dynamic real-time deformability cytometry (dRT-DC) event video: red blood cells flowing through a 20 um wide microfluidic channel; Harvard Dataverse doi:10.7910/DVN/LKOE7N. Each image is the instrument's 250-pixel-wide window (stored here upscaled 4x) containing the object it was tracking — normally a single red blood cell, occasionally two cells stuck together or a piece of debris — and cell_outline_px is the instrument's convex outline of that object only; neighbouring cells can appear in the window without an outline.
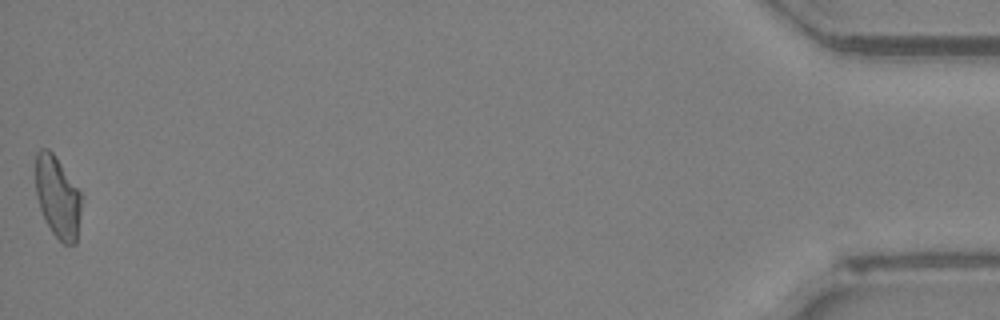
{"species": "Egyptian fruit bat (a non-hibernating species)", "species_latin": "Rousettus aegyptiacus", "temperature_condition": "room temperature", "stored_images_in_passage": 45, "camera_frame_rate_fps": 3000, "um_per_image_px": 0.085, "animal": {"sex": "female"}, "frame": {"image": 1, "passage_image": 45, "time_ms": 14.667, "image_size_px": [1000, 320], "cell_outline_px": [[80, 212], [76, 244], [64, 244], [52, 232], [40, 208], [36, 196], [36, 152], [40, 148], [48, 148], [56, 156], [80, 192]], "centroid_in_image_um": [4.88, 16.72], "position_along_channel_um": 430.3, "area_um2": 21.44}}